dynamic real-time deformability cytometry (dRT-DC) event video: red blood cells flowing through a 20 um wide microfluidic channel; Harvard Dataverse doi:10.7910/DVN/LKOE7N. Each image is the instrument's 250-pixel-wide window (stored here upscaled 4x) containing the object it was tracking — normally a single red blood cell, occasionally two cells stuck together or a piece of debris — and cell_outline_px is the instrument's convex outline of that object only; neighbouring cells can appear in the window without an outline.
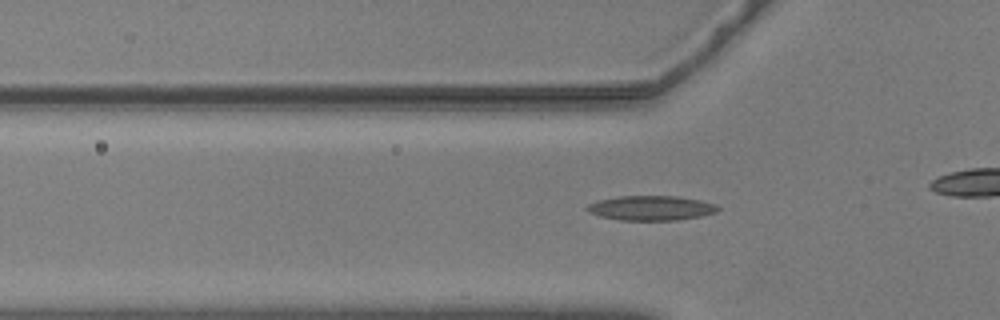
{"species": "common noctule bat (a hibernating species)", "species_latin": "Nyctalus noctula", "temperature_condition": "warm", "stored_images_in_passage": 32, "camera_frame_rate_fps": 3000, "um_per_image_px": 0.085, "animal": {"sex": "male", "body_mass_g": 20.5, "forearm_length_mm": 52.5}, "frame": {"image": 1, "passage_image": 5, "time_ms": 1.333, "image_size_px": [1000, 320], "cell_outline_px": [[720, 208], [716, 212], [700, 216], [676, 220], [620, 220], [600, 216], [588, 212], [584, 208], [588, 204], [596, 200], [620, 196], [676, 196], [700, 200], [716, 204]], "centroid_in_image_um": [55.31, 17.68], "position_along_channel_um": 70.5, "area_um2": 18.84}}
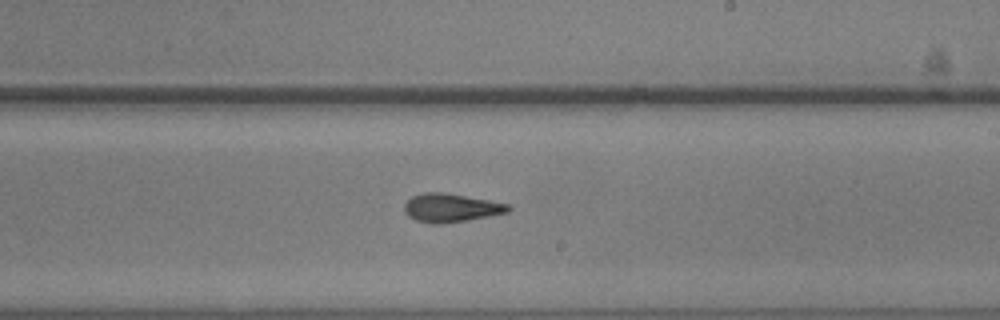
{"frame": {"image": 2, "passage_image": 20, "time_ms": 6.333, "image_size_px": [1000, 320], "cell_outline_px": [[512, 208], [508, 212], [488, 216], [444, 224], [432, 224], [416, 220], [408, 216], [404, 212], [404, 204], [412, 196], [424, 192], [444, 192], [488, 200], [508, 204]], "centroid_in_image_um": [38.3, 17.66], "position_along_channel_um": 250.7, "area_um2": 17.22}}
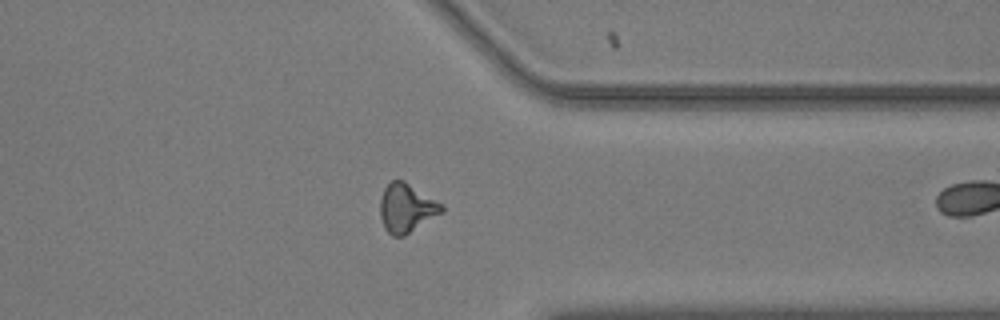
{"frame": {"image": 3, "passage_image": 31, "time_ms": 10.0, "image_size_px": [1000, 320], "cell_outline_px": [[444, 212], [404, 236], [392, 236], [384, 228], [380, 216], [380, 196], [384, 188], [392, 180], [404, 180], [444, 204]], "centroid_in_image_um": [34.56, 17.68], "position_along_channel_um": 376.8, "area_um2": 17.74}}